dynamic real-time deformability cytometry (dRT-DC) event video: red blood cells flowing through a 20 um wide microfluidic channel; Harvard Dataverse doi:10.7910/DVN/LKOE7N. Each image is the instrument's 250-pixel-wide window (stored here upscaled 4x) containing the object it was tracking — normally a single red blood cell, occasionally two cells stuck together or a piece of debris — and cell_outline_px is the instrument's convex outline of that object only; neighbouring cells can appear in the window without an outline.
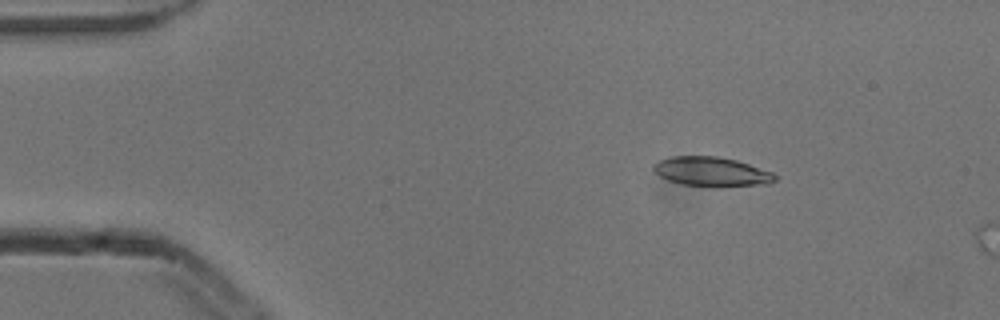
{"species": "common noctule bat (a hibernating species)", "species_latin": "Nyctalus noctula", "temperature_condition": "cold", "stored_images_in_passage": 5, "camera_frame_rate_fps": 3000, "um_per_image_px": 0.085, "animal": {"sex": "male", "body_mass_g": 13.3}, "frame": {"image": 1, "passage_image": 3, "time_ms": 0.667, "image_size_px": [1000, 320], "cell_outline_px": [[776, 180], [768, 184], [716, 188], [680, 184], [668, 180], [660, 176], [652, 168], [652, 164], [660, 160], [672, 156], [716, 156], [736, 160], [772, 172], [776, 176]], "centroid_in_image_um": [60.48, 14.61], "position_along_channel_um": 24.5, "area_um2": 21.1}}